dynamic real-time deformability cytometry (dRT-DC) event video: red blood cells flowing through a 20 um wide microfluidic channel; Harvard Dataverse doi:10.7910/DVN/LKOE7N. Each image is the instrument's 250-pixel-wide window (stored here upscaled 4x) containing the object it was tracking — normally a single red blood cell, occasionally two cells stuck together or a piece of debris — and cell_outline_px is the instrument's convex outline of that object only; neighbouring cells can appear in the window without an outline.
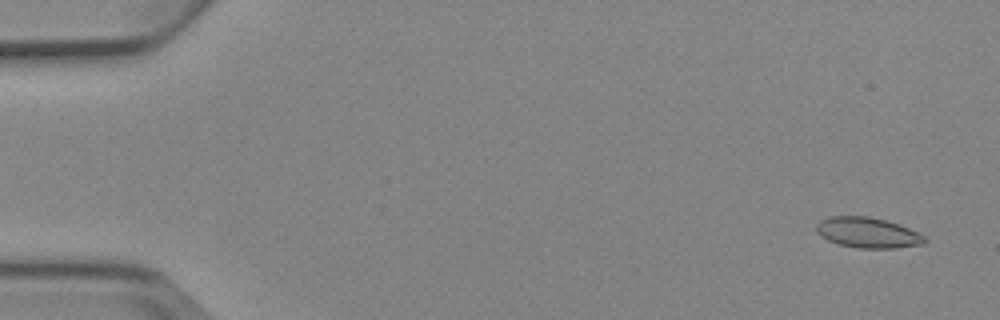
{"species": "Egyptian fruit bat (a non-hibernating species)", "species_latin": "Rousettus aegyptiacus", "temperature_condition": "cold", "stored_images_in_passage": 8, "camera_frame_rate_fps": 3000, "um_per_image_px": 0.085, "animal": {"sex": "female"}, "frame": {"image": 1, "passage_image": 1, "time_ms": 0.0, "image_size_px": [1000, 320], "cell_outline_px": [[928, 240], [924, 244], [896, 248], [860, 248], [840, 244], [828, 240], [820, 236], [816, 232], [816, 224], [820, 220], [828, 216], [868, 216], [900, 224], [924, 236]], "centroid_in_image_um": [73.74, 19.77], "position_along_channel_um": 11.3, "area_um2": 19.25}}
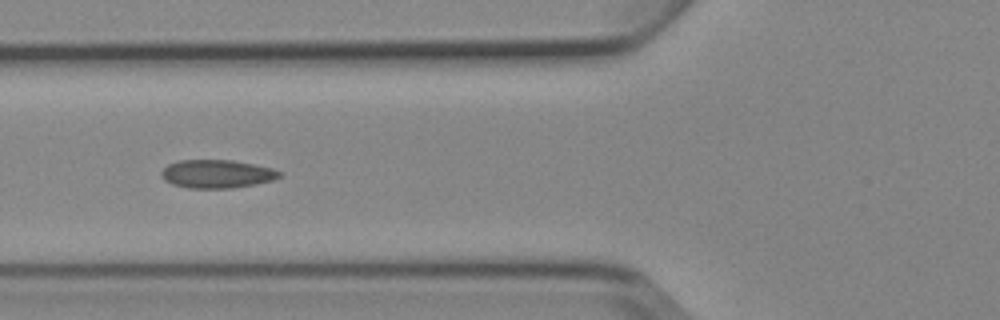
{"frame": {"image": 2, "passage_image": 6, "time_ms": 6.0, "image_size_px": [1000, 320], "cell_outline_px": [[284, 176], [272, 180], [256, 184], [232, 188], [188, 188], [172, 184], [164, 180], [160, 176], [160, 172], [168, 164], [180, 160], [232, 160], [272, 168], [284, 172]], "centroid_in_image_um": [18.45, 14.78], "position_along_channel_um": 107.3, "area_um2": 19.65}}
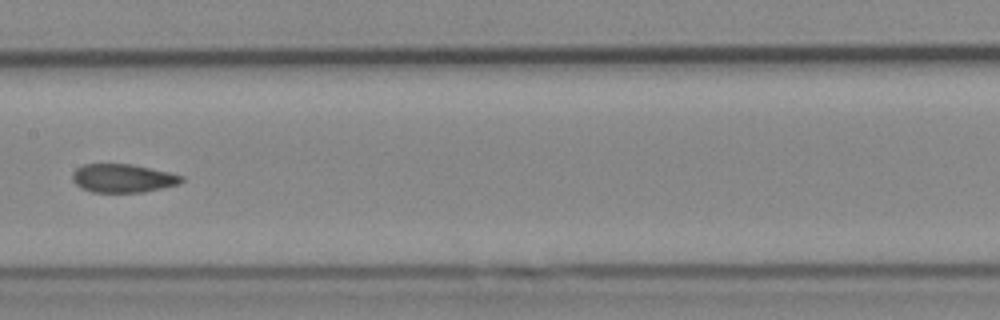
{"frame": {"image": 3, "passage_image": 8, "time_ms": 8.333, "image_size_px": [1000, 320], "cell_outline_px": [[184, 180], [180, 184], [144, 192], [92, 192], [80, 188], [72, 180], [72, 172], [76, 168], [84, 164], [132, 164], [168, 172], [184, 176]], "centroid_in_image_um": [10.43, 15.15], "position_along_channel_um": 197.0, "area_um2": 18.21}}